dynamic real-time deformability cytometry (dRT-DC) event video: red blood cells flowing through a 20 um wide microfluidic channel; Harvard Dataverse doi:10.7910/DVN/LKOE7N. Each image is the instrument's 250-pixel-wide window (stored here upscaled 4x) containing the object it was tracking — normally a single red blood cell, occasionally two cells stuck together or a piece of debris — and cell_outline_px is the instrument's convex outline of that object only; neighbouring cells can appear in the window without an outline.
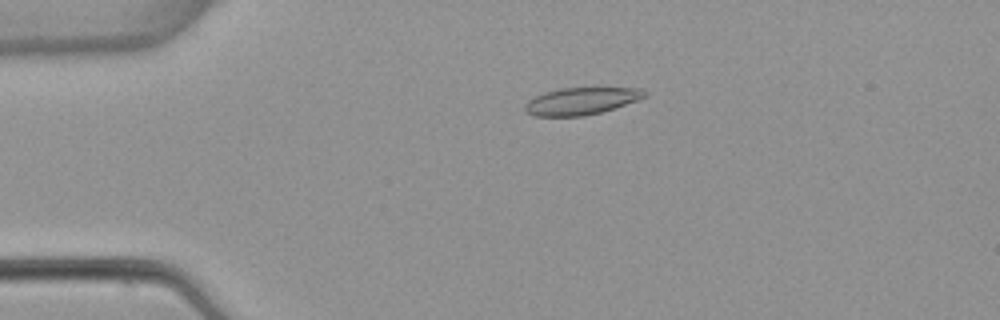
{"species": "common noctule bat (a hibernating species)", "species_latin": "Nyctalus noctula", "temperature_condition": "warm", "stored_images_in_passage": 4, "camera_frame_rate_fps": 3000, "um_per_image_px": 0.085, "animal": {"sex": "female", "body_mass_g": 22.7, "forearm_length_mm": 54.2}, "frame": {"image": 1, "passage_image": 3, "time_ms": 2.333, "image_size_px": [1000, 320], "cell_outline_px": [[648, 96], [600, 112], [584, 116], [532, 116], [524, 112], [524, 104], [528, 100], [544, 92], [560, 88], [596, 84], [640, 88], [648, 92]], "centroid_in_image_um": [49.44, 8.52], "position_along_channel_um": 35.6, "area_um2": 20.06}}